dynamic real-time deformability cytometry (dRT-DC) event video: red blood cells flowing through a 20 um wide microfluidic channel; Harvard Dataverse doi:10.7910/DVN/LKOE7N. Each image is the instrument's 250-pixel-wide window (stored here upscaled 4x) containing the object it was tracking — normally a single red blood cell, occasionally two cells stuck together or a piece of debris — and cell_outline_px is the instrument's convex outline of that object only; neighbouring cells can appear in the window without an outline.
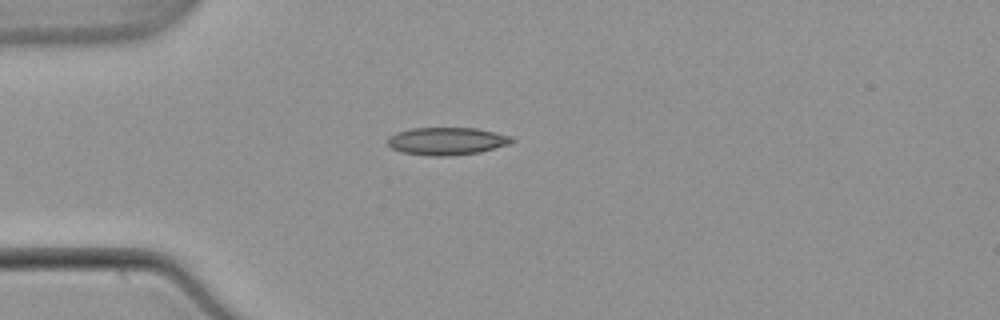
{"species": "common noctule bat (a hibernating species)", "species_latin": "Nyctalus noctula", "temperature_condition": "warm", "stored_images_in_passage": 40, "camera_frame_rate_fps": 3000, "um_per_image_px": 0.085, "animal": {"sex": "male", "body_mass_g": 21.5, "forearm_length_mm": 52.0}, "frame": {"image": 1, "passage_image": 1, "time_ms": 0.0, "image_size_px": [1000, 320], "cell_outline_px": [[516, 140], [508, 144], [480, 152], [448, 156], [432, 156], [404, 152], [392, 148], [388, 144], [388, 136], [396, 132], [412, 128], [476, 128], [496, 132], [512, 136]], "centroid_in_image_um": [38.0, 11.98], "position_along_channel_um": 47.0, "area_um2": 19.94}}
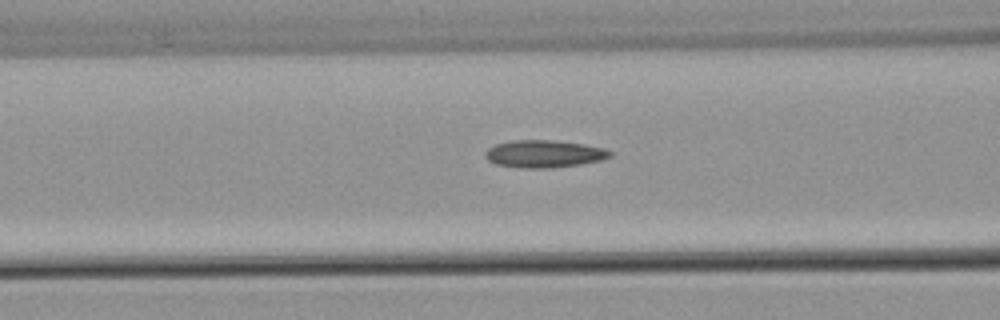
{"frame": {"image": 2, "passage_image": 8, "time_ms": 2.333, "image_size_px": [1000, 320], "cell_outline_px": [[612, 156], [600, 160], [580, 164], [552, 168], [520, 168], [496, 164], [488, 160], [484, 156], [484, 152], [488, 148], [496, 144], [512, 140], [552, 140], [584, 144], [604, 148], [612, 152]], "centroid_in_image_um": [46.23, 13.08], "position_along_channel_um": 120.4, "area_um2": 20.0}}
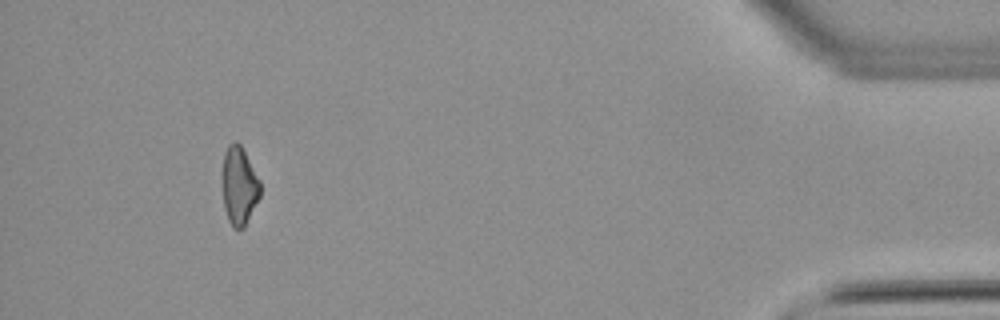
{"frame": {"image": 3, "passage_image": 36, "time_ms": 11.667, "image_size_px": [1000, 320], "cell_outline_px": [[260, 196], [244, 228], [232, 228], [228, 220], [224, 208], [224, 152], [228, 144], [236, 140], [240, 144], [260, 180]], "centroid_in_image_um": [20.35, 15.8], "position_along_channel_um": 414.9, "area_um2": 16.94}, "authors_computed_cell_mechanics": {"area_um2": 18.785, "velocity_mm_per_s": 3.8667, "shape_relaxation_time_tau1_ms": 11.184, "shape_relaxation_time_tau2_ms": 7.7933, "deformation_change_tau1": 0.2274, "deformation_change_tau2": 0.1994}}